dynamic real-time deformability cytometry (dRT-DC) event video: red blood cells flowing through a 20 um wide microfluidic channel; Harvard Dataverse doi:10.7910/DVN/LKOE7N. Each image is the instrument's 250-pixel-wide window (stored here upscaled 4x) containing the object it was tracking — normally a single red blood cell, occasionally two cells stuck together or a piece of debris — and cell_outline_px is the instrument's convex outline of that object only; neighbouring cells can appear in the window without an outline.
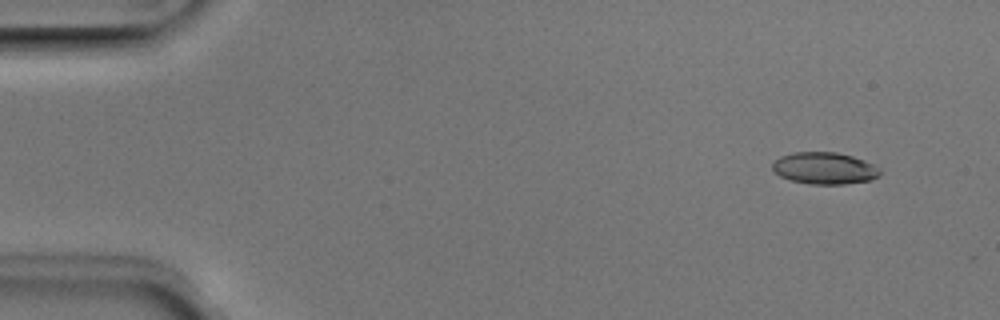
{"species": "Egyptian fruit bat (a non-hibernating species)", "species_latin": "Rousettus aegyptiacus", "temperature_condition": "room temperature", "stored_images_in_passage": 13, "camera_frame_rate_fps": 3000, "um_per_image_px": 0.085, "animal": {"sex": "male"}, "frame": {"image": 1, "passage_image": 4, "time_ms": 1.0, "image_size_px": [1000, 320], "cell_outline_px": [[880, 176], [868, 180], [844, 184], [808, 184], [792, 180], [780, 176], [772, 168], [772, 164], [780, 156], [792, 152], [836, 152], [852, 156], [864, 160], [880, 168]], "centroid_in_image_um": [70.08, 14.29], "position_along_channel_um": 14.9, "area_um2": 19.88}}